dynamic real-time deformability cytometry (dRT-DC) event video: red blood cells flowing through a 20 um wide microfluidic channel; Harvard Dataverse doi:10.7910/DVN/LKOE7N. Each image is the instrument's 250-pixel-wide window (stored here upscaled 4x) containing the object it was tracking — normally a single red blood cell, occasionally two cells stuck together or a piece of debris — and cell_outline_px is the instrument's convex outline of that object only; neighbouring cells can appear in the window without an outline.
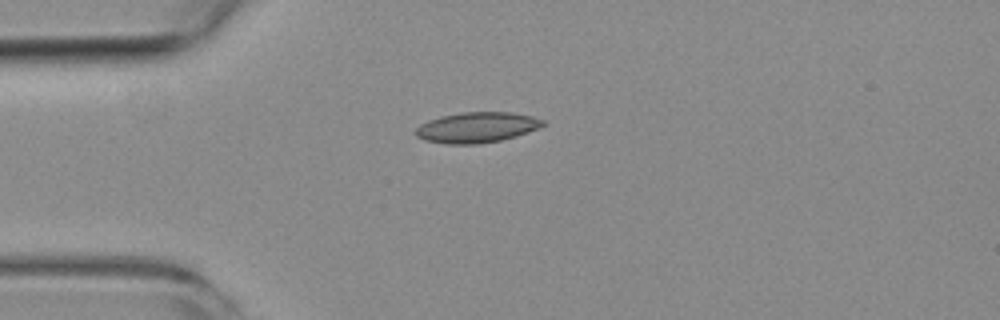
{"species": "common noctule bat (a hibernating species)", "species_latin": "Nyctalus noctula", "temperature_condition": "room temperature", "stored_images_in_passage": 4, "camera_frame_rate_fps": 3000, "um_per_image_px": 0.085, "animal": {"sex": "female", "body_mass_g": 19.3, "forearm_length_mm": 54.1}, "frame": {"image": 1, "passage_image": 1, "time_ms": 0.0, "image_size_px": [1000, 320], "cell_outline_px": [[544, 124], [540, 128], [516, 136], [500, 140], [476, 144], [448, 144], [424, 140], [416, 136], [416, 128], [420, 124], [428, 120], [440, 116], [464, 112], [512, 112], [532, 116], [544, 120]], "centroid_in_image_um": [40.53, 10.82], "position_along_channel_um": 44.5, "area_um2": 22.6}}
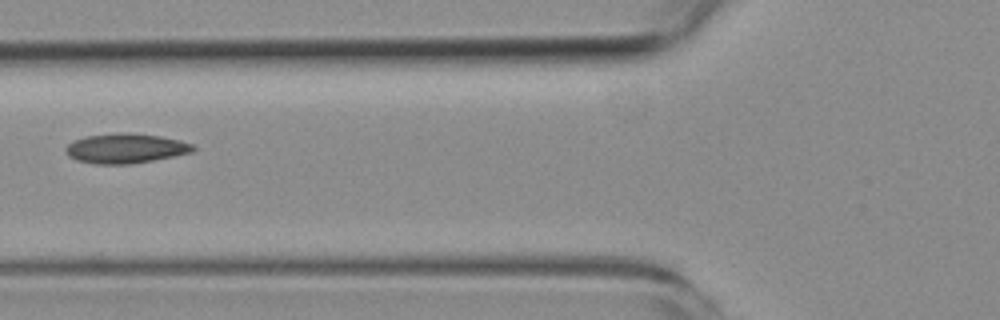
{"frame": {"image": 2, "passage_image": 3, "time_ms": 2.333, "image_size_px": [1000, 320], "cell_outline_px": [[196, 148], [192, 152], [132, 164], [96, 164], [76, 160], [68, 156], [64, 148], [68, 144], [84, 136], [120, 132], [128, 132], [160, 136], [180, 140], [192, 144]], "centroid_in_image_um": [10.65, 12.6], "position_along_channel_um": 115.1, "area_um2": 22.08}}
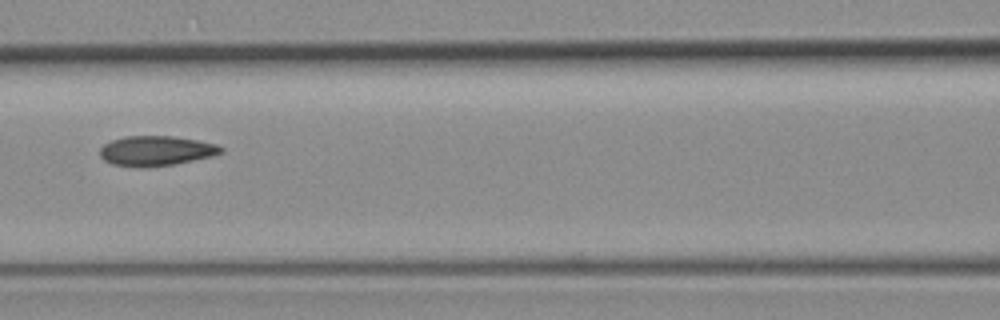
{"frame": {"image": 3, "passage_image": 4, "time_ms": 3.333, "image_size_px": [1000, 320], "cell_outline_px": [[224, 152], [212, 156], [172, 164], [148, 168], [140, 168], [112, 164], [104, 160], [100, 156], [100, 148], [104, 144], [112, 140], [124, 136], [172, 136], [196, 140], [216, 144], [224, 148]], "centroid_in_image_um": [13.24, 12.82], "position_along_channel_um": 153.4, "area_um2": 21.15}}